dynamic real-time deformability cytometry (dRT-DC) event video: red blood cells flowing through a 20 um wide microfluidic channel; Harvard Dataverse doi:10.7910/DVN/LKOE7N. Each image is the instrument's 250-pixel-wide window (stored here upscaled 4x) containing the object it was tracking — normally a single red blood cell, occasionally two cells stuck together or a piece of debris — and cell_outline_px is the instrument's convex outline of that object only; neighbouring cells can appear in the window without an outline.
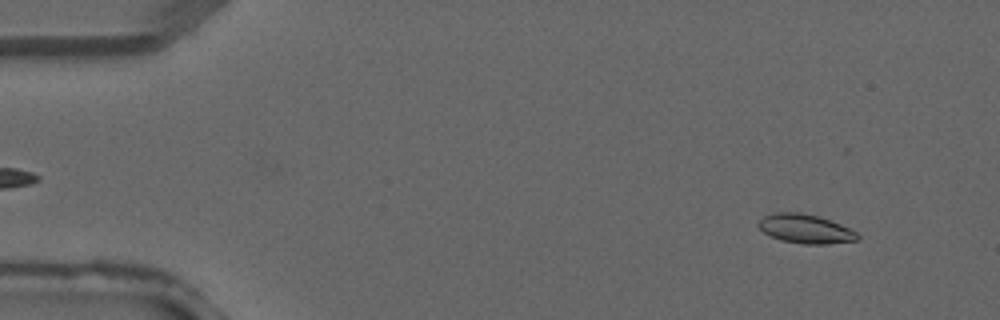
{"species": "common noctule bat (a hibernating species)", "species_latin": "Nyctalus noctula", "temperature_condition": "warm", "stored_images_in_passage": 4, "segment_of_instrument_passage": [2, 2], "camera_frame_rate_fps": 3000, "um_per_image_px": 0.085, "animal": {"sex": "male", "forearm_length_mm": 52.5}, "frame": {"image": 1, "passage_image": 4, "time_ms": 1.0, "image_size_px": [1000, 320], "cell_outline_px": [[860, 240], [828, 244], [804, 244], [780, 240], [764, 232], [756, 224], [764, 216], [776, 212], [800, 212], [820, 216], [840, 224], [856, 232], [860, 236]], "centroid_in_image_um": [68.48, 19.45], "position_along_channel_um": 16.5, "area_um2": 16.82}}